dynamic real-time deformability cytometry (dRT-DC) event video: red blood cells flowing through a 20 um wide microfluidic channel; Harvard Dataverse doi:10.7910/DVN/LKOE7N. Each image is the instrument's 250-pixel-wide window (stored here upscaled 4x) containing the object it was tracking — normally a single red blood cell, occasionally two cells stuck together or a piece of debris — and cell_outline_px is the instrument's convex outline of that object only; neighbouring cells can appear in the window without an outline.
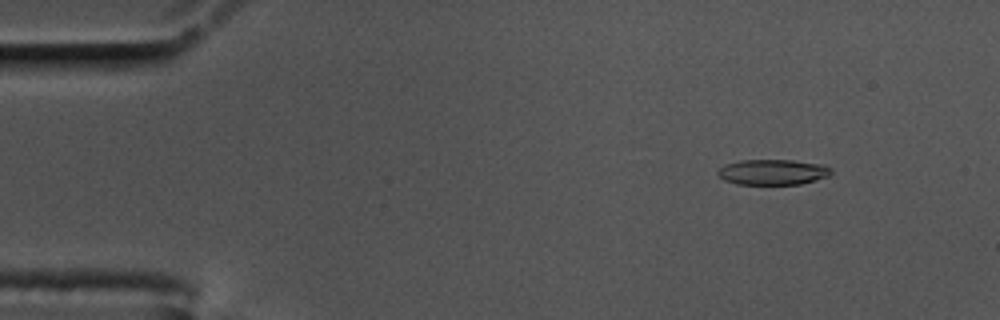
{"species": "common noctule bat (a hibernating species)", "species_latin": "Nyctalus noctula", "temperature_condition": "cold", "stored_images_in_passage": 58, "camera_frame_rate_fps": 3000, "um_per_image_px": 0.085, "animal": {"sex": "male", "body_mass_g": 17.5, "forearm_length_mm": 52.3}, "frame": {"image": 1, "passage_image": 7, "time_ms": 2.0, "image_size_px": [1000, 320], "cell_outline_px": [[832, 172], [828, 176], [800, 184], [736, 184], [724, 180], [716, 172], [724, 164], [740, 160], [792, 160], [824, 164], [832, 168]], "centroid_in_image_um": [65.69, 14.62], "position_along_channel_um": 19.3, "area_um2": 16.88}}
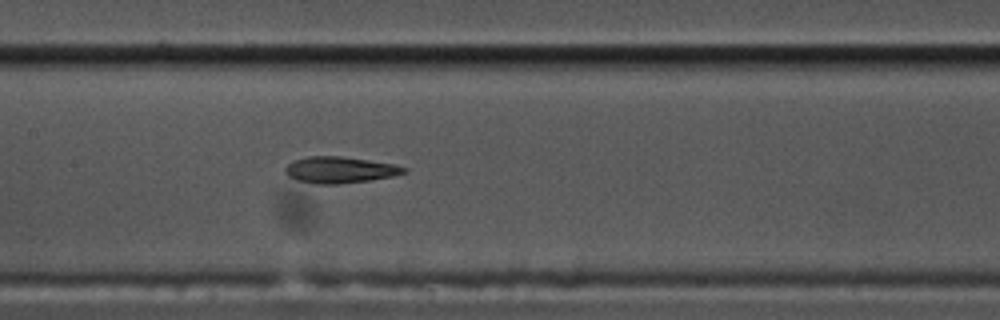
{"frame": {"image": 2, "passage_image": 28, "time_ms": 9.0, "image_size_px": [1000, 320], "cell_outline_px": [[408, 172], [392, 176], [368, 180], [340, 184], [316, 184], [296, 180], [288, 176], [284, 172], [284, 168], [292, 160], [308, 156], [340, 156], [396, 164], [408, 168]], "centroid_in_image_um": [28.87, 14.43], "position_along_channel_um": 178.5, "area_um2": 18.38}}
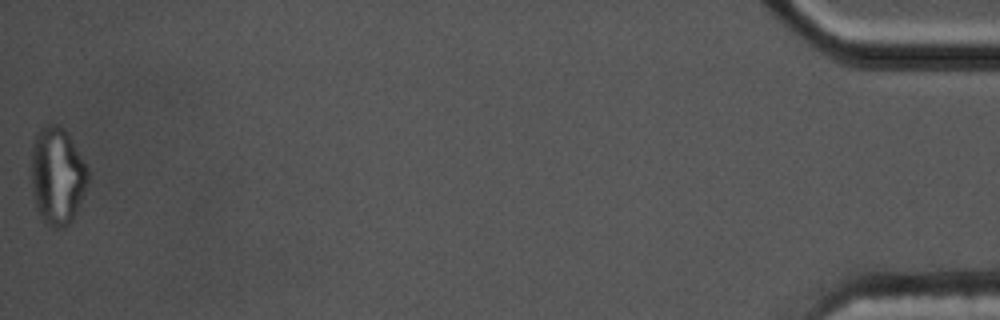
{"frame": {"image": 3, "passage_image": 58, "time_ms": 19.0, "image_size_px": [1000, 320], "cell_outline_px": [[88, 180], [84, 192], [72, 220], [64, 228], [52, 228], [40, 216], [36, 208], [32, 192], [32, 144], [36, 132], [40, 128], [48, 124], [56, 124], [64, 128], [68, 132], [88, 172]], "centroid_in_image_um": [4.84, 14.94], "position_along_channel_um": 430.4, "area_um2": 31.91}, "authors_computed_cell_mechanics": {"area_um2": 18.0914, "velocity_mm_per_s": 3.4922, "shape_relaxation_time_tau1_ms": null, "shape_relaxation_time_tau2_ms": 2.634, "deformation_change_tau1": null, "deformation_change_tau2": 0.1124}}